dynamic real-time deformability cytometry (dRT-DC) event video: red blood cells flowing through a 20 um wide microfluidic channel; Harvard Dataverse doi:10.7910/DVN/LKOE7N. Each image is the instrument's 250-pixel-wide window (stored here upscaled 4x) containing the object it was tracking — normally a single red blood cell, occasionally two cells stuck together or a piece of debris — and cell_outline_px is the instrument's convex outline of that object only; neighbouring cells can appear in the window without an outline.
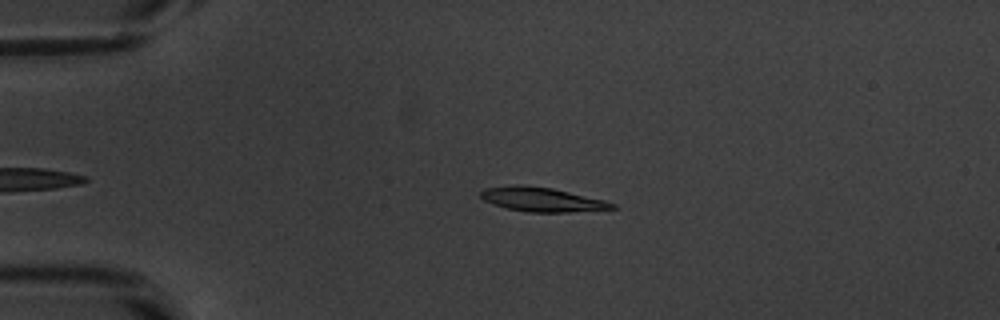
{"species": "common noctule bat (a hibernating species)", "species_latin": "Nyctalus noctula", "temperature_condition": "warm", "stored_images_in_passage": 40, "camera_frame_rate_fps": 3000, "um_per_image_px": 0.085, "animal": {"sex": "male", "body_mass_g": 20.1, "forearm_length_mm": 53.5}, "frame": {"image": 1, "passage_image": 5, "time_ms": 1.333, "image_size_px": [1000, 320], "cell_outline_px": [[616, 208], [568, 212], [528, 212], [508, 208], [492, 204], [484, 200], [480, 196], [480, 192], [484, 188], [520, 184], [552, 188], [604, 200], [616, 204]], "centroid_in_image_um": [46.03, 16.95], "position_along_channel_um": 39.0, "area_um2": 18.38}}
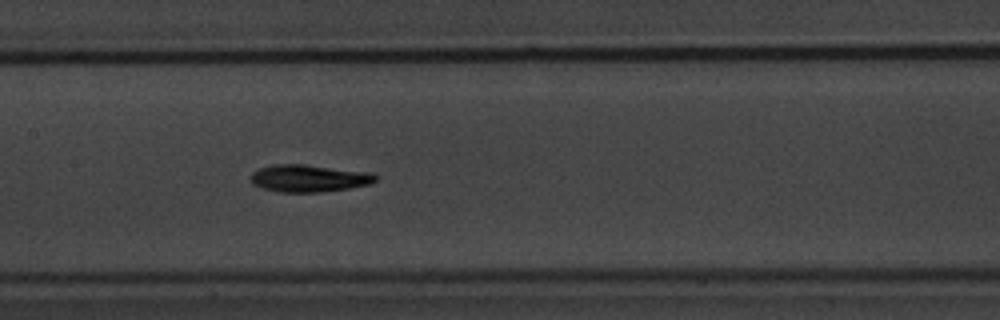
{"frame": {"image": 2, "passage_image": 19, "time_ms": 6.0, "image_size_px": [1000, 320], "cell_outline_px": [[380, 176], [376, 180], [368, 184], [348, 188], [320, 192], [280, 192], [264, 188], [252, 184], [252, 172], [260, 168], [272, 164], [304, 164], [368, 172]], "centroid_in_image_um": [26.25, 15.15], "position_along_channel_um": 181.1, "area_um2": 19.65}}
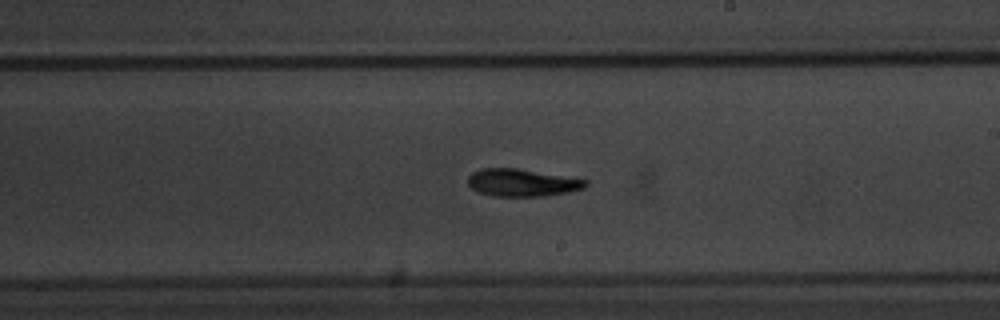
{"frame": {"image": 3, "passage_image": 24, "time_ms": 7.667, "image_size_px": [1000, 320], "cell_outline_px": [[588, 184], [584, 188], [568, 192], [544, 196], [492, 196], [480, 192], [472, 188], [468, 184], [468, 176], [472, 172], [480, 168], [516, 168], [588, 180]], "centroid_in_image_um": [44.36, 15.52], "position_along_channel_um": 244.6, "area_um2": 18.73}, "authors_computed_cell_mechanics": {"area_um2": 18.3804, "velocity_mm_per_s": 3.8271, "shape_relaxation_time_tau1_ms": 3.1576, "shape_relaxation_time_tau2_ms": null, "deformation_change_tau1": 0.1268, "deformation_change_tau2": null}}